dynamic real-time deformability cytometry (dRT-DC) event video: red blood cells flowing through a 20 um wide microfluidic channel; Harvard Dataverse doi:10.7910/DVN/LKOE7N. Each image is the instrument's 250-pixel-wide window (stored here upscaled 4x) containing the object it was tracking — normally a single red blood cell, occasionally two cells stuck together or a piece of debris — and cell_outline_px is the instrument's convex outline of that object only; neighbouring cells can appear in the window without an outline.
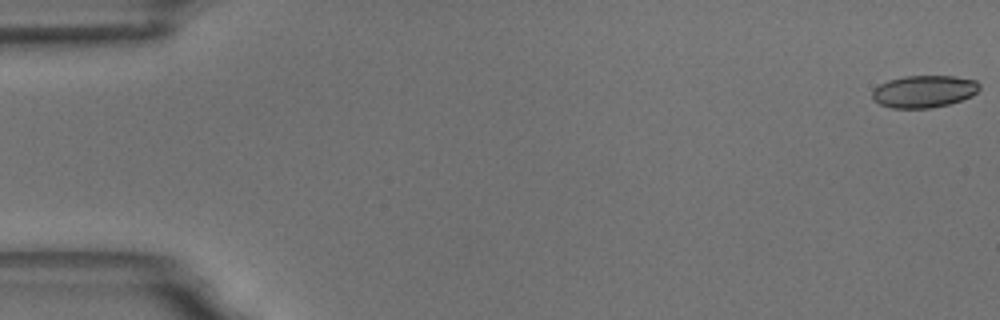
{"species": "common noctule bat (a hibernating species)", "species_latin": "Nyctalus noctula", "temperature_condition": "room temperature", "stored_images_in_passage": 58, "camera_frame_rate_fps": 3000, "um_per_image_px": 0.085, "animal": {"sex": "male", "body_mass_g": 18.8}, "frame": {"image": 1, "passage_image": 1, "time_ms": 0.0, "image_size_px": [1000, 320], "cell_outline_px": [[980, 88], [972, 96], [948, 104], [932, 108], [892, 108], [880, 104], [872, 96], [872, 92], [880, 84], [888, 80], [904, 76], [952, 76], [976, 80], [980, 84]], "centroid_in_image_um": [78.56, 7.77], "position_along_channel_um": 6.4, "area_um2": 20.0}}
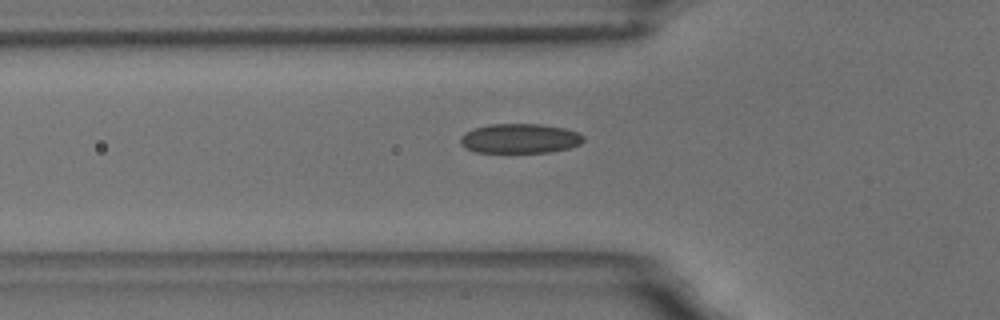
{"frame": {"image": 2, "passage_image": 20, "time_ms": 6.333, "image_size_px": [1000, 320], "cell_outline_px": [[584, 140], [580, 144], [568, 148], [548, 152], [476, 152], [464, 148], [460, 144], [460, 136], [464, 132], [472, 128], [488, 124], [540, 124], [564, 128], [580, 132], [584, 136]], "centroid_in_image_um": [44.16, 11.76], "position_along_channel_um": 81.6, "area_um2": 21.44}}
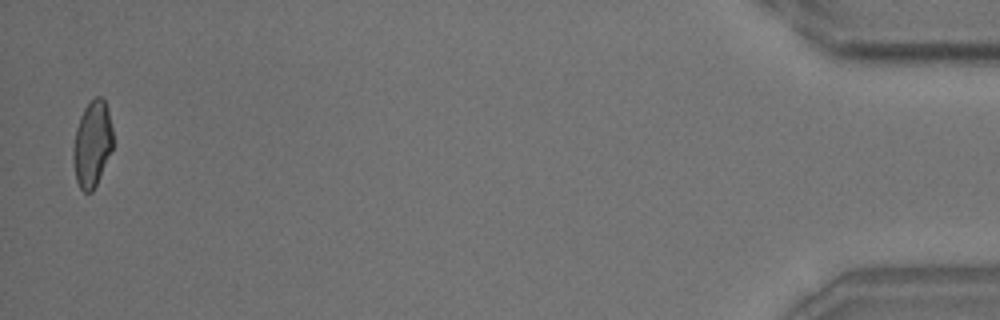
{"frame": {"image": 3, "passage_image": 57, "time_ms": 18.667, "image_size_px": [1000, 320], "cell_outline_px": [[112, 148], [96, 184], [92, 192], [84, 192], [80, 188], [76, 180], [72, 164], [72, 148], [76, 128], [80, 116], [84, 108], [96, 96], [100, 96], [104, 100], [108, 108], [112, 128]], "centroid_in_image_um": [7.8, 12.23], "position_along_channel_um": 427.4, "area_um2": 19.88}, "authors_computed_cell_mechanics": {"area_um2": 20.7502, "velocity_mm_per_s": 3.5268, "shape_relaxation_time_tau1_ms": 7.5316, "shape_relaxation_time_tau2_ms": 1.5792, "deformation_change_tau1": 0.1558, "deformation_change_tau2": 0.069}}